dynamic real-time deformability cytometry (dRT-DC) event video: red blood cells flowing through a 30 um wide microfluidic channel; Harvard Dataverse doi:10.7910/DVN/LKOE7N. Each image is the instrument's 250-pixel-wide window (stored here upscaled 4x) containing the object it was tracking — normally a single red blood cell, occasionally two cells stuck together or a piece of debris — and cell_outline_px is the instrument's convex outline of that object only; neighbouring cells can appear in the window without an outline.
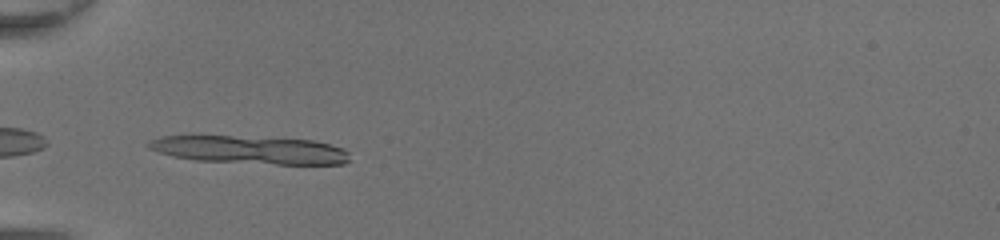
{"species": "common noctule bat (a hibernating species)", "species_latin": "Nyctalus noctula", "temperature_condition": "room temperature", "stored_images_in_passage": 27, "segment_of_instrument_passage": [1, 2], "camera_frame_rate_fps": 3000, "um_per_image_px": 0.085, "animal": {"sex": "female", "body_mass_g": 20.0, "forearm_length_mm": 54.0}, "frame": {"image": 1, "passage_image": 18, "time_ms": 5.667, "image_size_px": [1000, 240], "cell_outline_px": [[348, 160], [344, 164], [276, 164], [196, 160], [172, 156], [148, 148], [148, 140], [160, 136], [192, 132], [312, 140], [344, 148], [348, 152]], "centroid_in_image_um": [21.08, 12.68], "position_along_channel_um": 63.9, "area_um2": 34.16}}